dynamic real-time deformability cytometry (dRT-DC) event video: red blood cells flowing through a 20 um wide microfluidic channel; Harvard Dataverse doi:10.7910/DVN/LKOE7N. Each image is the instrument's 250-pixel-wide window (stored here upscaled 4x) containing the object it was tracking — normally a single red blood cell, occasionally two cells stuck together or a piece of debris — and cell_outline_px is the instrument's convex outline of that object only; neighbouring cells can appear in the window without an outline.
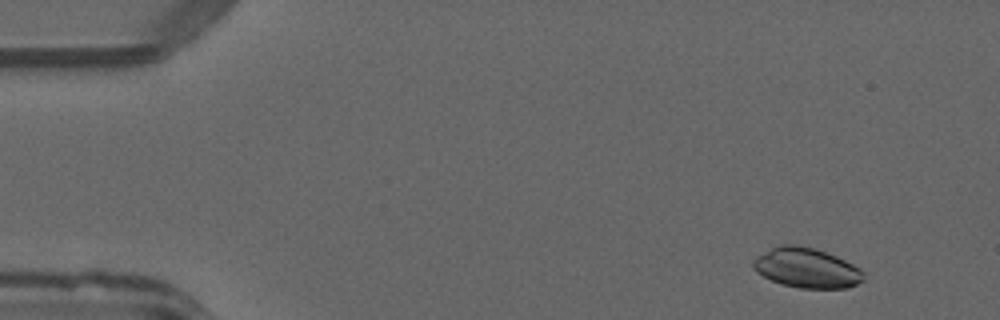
{"species": "common noctule bat (a hibernating species)", "species_latin": "Nyctalus noctula", "temperature_condition": "warm", "stored_images_in_passage": 51, "camera_frame_rate_fps": 3000, "um_per_image_px": 0.085, "animal": {"sex": "male", "forearm_length_mm": 52.5}, "frame": {"image": 1, "passage_image": 5, "time_ms": 1.333, "image_size_px": [1000, 320], "cell_outline_px": [[864, 280], [848, 288], [800, 288], [780, 284], [756, 272], [752, 268], [752, 260], [756, 256], [780, 244], [796, 244], [812, 248], [836, 256], [860, 268], [864, 272]], "centroid_in_image_um": [68.54, 22.78], "position_along_channel_um": 16.5, "area_um2": 25.66}}
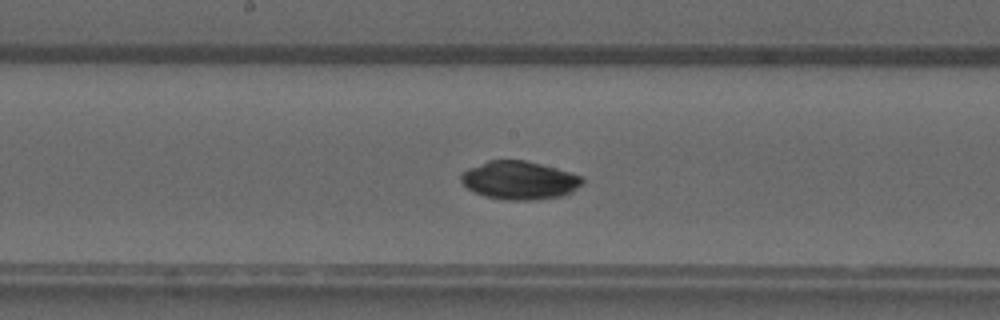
{"frame": {"image": 2, "passage_image": 27, "time_ms": 8.667, "image_size_px": [1000, 320], "cell_outline_px": [[584, 184], [572, 192], [560, 196], [536, 200], [504, 200], [484, 196], [468, 188], [460, 180], [460, 176], [468, 168], [488, 160], [524, 160], [556, 168], [580, 176], [584, 180]], "centroid_in_image_um": [44.15, 15.33], "position_along_channel_um": 204.0, "area_um2": 26.99}}
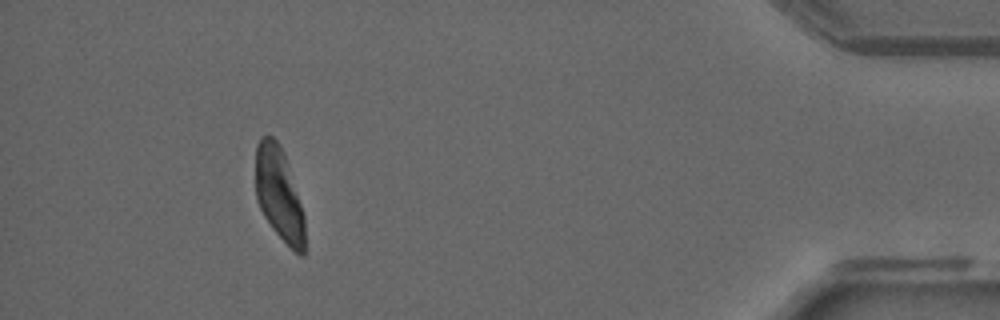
{"frame": {"image": 3, "passage_image": 47, "time_ms": 15.333, "image_size_px": [1000, 320], "cell_outline_px": [[304, 256], [300, 256], [272, 228], [264, 216], [260, 208], [256, 196], [256, 144], [260, 136], [272, 136], [280, 144], [284, 152], [304, 216]], "centroid_in_image_um": [23.7, 16.45], "position_along_channel_um": 411.5, "area_um2": 26.36}, "authors_computed_cell_mechanics": {"area_um2": 26.7036, "velocity_mm_per_s": 4.0443, "shape_relaxation_time_tau1_ms": 4.8381, "shape_relaxation_time_tau2_ms": null, "deformation_change_tau1": 0.2021, "deformation_change_tau2": null}}